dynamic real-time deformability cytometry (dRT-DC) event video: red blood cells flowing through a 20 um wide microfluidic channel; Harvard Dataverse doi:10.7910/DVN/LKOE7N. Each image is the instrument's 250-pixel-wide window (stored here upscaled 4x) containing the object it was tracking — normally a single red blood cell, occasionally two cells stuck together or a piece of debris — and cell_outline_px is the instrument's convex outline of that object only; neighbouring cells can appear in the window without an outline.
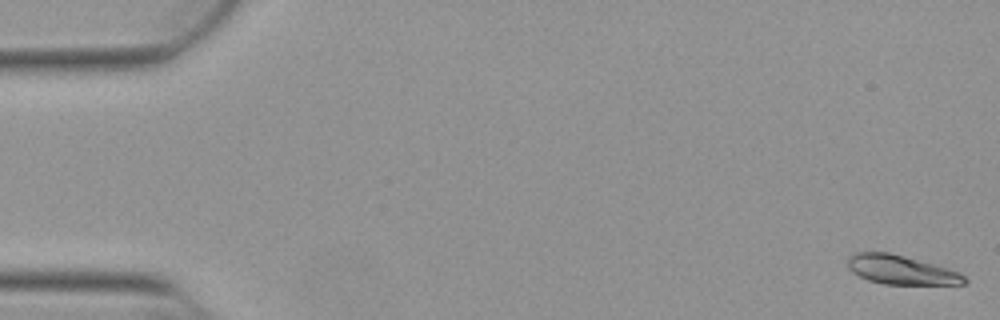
{"species": "Egyptian fruit bat (a non-hibernating species)", "species_latin": "Rousettus aegyptiacus", "temperature_condition": "warm", "stored_images_in_passage": 17, "camera_frame_rate_fps": 3000, "um_per_image_px": 0.085, "animal": {"sex": "female"}, "frame": {"image": 1, "passage_image": 1, "time_ms": 0.0, "image_size_px": [1000, 320], "cell_outline_px": [[968, 280], [964, 284], [884, 284], [868, 280], [852, 272], [848, 268], [848, 256], [856, 252], [888, 252], [904, 256], [948, 268], [960, 272]], "centroid_in_image_um": [76.58, 22.93], "position_along_channel_um": 8.4, "area_um2": 19.65}}
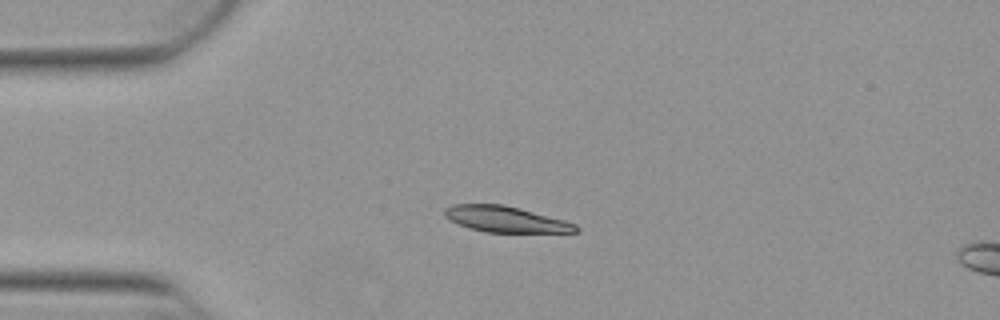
{"frame": {"image": 2, "passage_image": 13, "time_ms": 4.0, "image_size_px": [1000, 320], "cell_outline_px": [[580, 232], [484, 232], [468, 228], [448, 220], [444, 216], [444, 208], [452, 204], [504, 204], [520, 208], [564, 220], [576, 224], [580, 228]], "centroid_in_image_um": [42.95, 18.63], "position_along_channel_um": 42.1, "area_um2": 20.0}}